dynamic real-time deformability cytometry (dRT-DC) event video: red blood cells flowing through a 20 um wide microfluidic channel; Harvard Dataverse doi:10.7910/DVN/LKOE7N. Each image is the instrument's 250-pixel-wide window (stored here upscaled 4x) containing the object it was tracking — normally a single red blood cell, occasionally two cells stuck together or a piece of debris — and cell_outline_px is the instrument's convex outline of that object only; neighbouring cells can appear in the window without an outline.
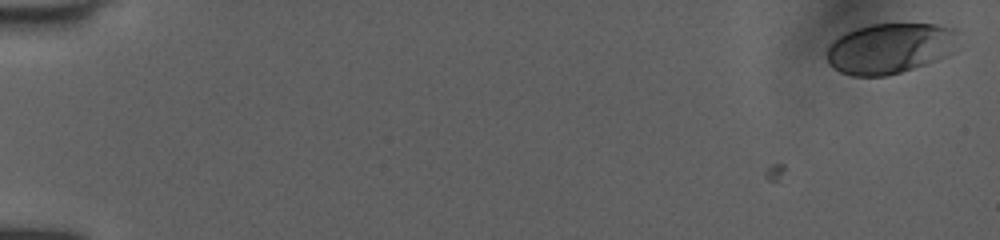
{"species": "human", "species_latin": "Homo sapiens", "temperature_condition": "room temperature", "stored_images_in_passage": 2, "camera_frame_rate_fps": 3000, "um_per_image_px": 0.085, "donor": {"sex": "female"}, "frame": {"image": 1, "passage_image": 2, "time_ms": 0.333, "image_size_px": [1000, 240], "cell_outline_px": [[956, 32], [940, 56], [924, 64], [900, 72], [884, 76], [852, 76], [840, 72], [828, 64], [828, 48], [840, 36], [856, 28], [872, 24], [936, 24], [956, 28]], "centroid_in_image_um": [75.49, 4.1], "position_along_channel_um": 9.5, "area_um2": 37.05}}